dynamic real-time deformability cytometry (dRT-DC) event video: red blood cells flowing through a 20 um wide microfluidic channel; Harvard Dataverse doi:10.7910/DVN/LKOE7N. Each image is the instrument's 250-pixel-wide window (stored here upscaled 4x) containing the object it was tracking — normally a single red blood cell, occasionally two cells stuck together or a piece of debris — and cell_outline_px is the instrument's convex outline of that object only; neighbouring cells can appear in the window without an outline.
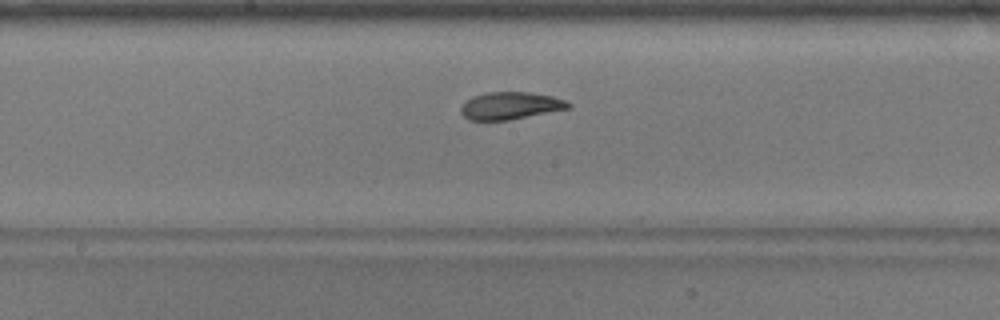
{"species": "common noctule bat (a hibernating species)", "species_latin": "Nyctalus noctula", "temperature_condition": "warm", "stored_images_in_passage": 36, "camera_frame_rate_fps": 3000, "um_per_image_px": 0.085, "animal": {"sex": "male", "body_mass_g": 17.9}, "frame": {"image": 1, "passage_image": 17, "time_ms": 5.333, "image_size_px": [1000, 320], "cell_outline_px": [[572, 104], [568, 108], [508, 120], [468, 120], [460, 112], [460, 108], [472, 96], [488, 92], [528, 92], [552, 96], [564, 100]], "centroid_in_image_um": [43.35, 8.98], "position_along_channel_um": 204.9, "area_um2": 16.88}}
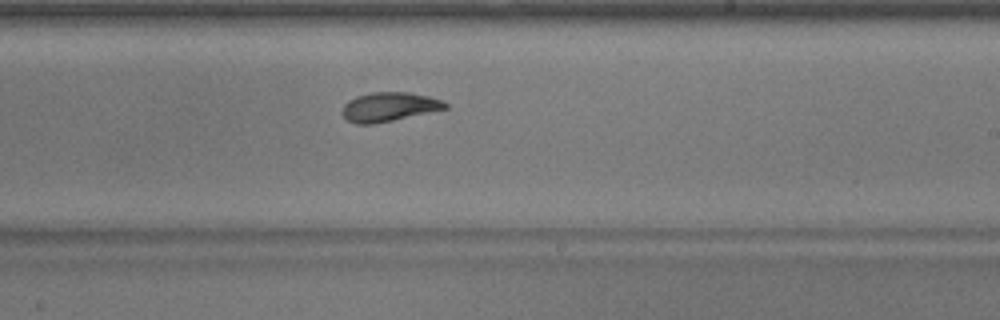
{"frame": {"image": 2, "passage_image": 21, "time_ms": 6.667, "image_size_px": [1000, 320], "cell_outline_px": [[448, 108], [392, 120], [372, 124], [356, 124], [348, 120], [344, 116], [344, 104], [348, 100], [356, 96], [372, 92], [408, 92], [428, 96], [440, 100], [448, 104]], "centroid_in_image_um": [33.07, 9.07], "position_along_channel_um": 255.9, "area_um2": 17.17}}
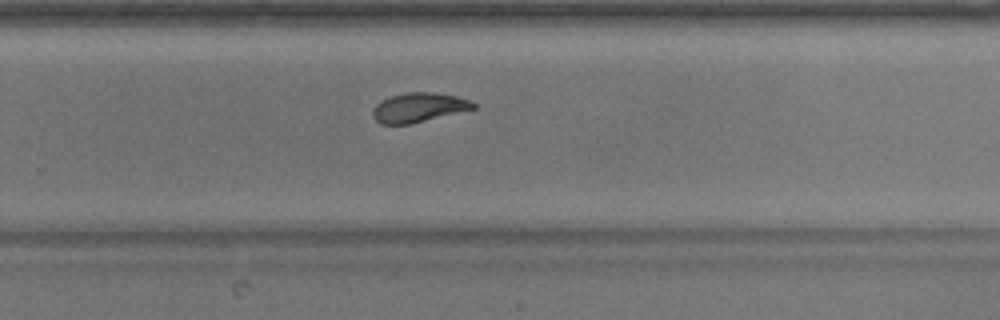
{"frame": {"image": 3, "passage_image": 24, "time_ms": 7.667, "image_size_px": [1000, 320], "cell_outline_px": [[476, 108], [408, 124], [380, 124], [372, 116], [372, 112], [376, 104], [392, 96], [408, 92], [436, 92], [456, 96], [468, 100], [476, 104]], "centroid_in_image_um": [35.58, 9.13], "position_along_channel_um": 294.2, "area_um2": 16.88}}